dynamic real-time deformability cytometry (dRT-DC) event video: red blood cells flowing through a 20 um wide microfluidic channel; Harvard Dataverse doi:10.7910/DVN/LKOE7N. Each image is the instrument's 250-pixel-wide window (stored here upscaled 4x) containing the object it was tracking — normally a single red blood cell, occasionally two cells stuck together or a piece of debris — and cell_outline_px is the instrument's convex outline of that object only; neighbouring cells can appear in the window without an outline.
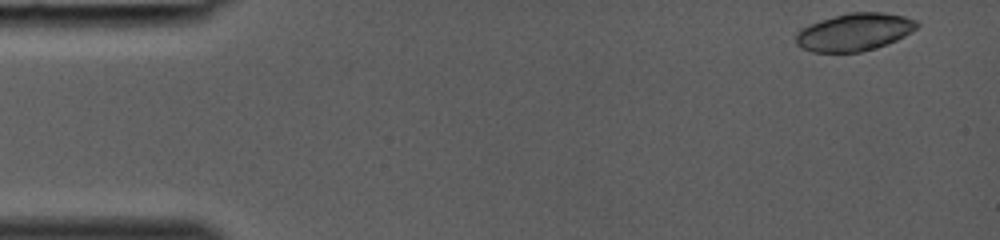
{"species": "common noctule bat (a hibernating species)", "species_latin": "Nyctalus noctula", "temperature_condition": "room temperature", "stored_images_in_passage": 9, "camera_frame_rate_fps": 3000, "um_per_image_px": 0.085, "animal": {"sex": "female", "body_mass_g": 19.0, "forearm_length_mm": 53.3}, "frame": {"image": 1, "passage_image": 1, "time_ms": 0.0, "image_size_px": [1000, 240], "cell_outline_px": [[920, 24], [916, 28], [904, 36], [896, 40], [876, 48], [860, 52], [812, 52], [800, 48], [796, 44], [796, 32], [820, 20], [848, 12], [880, 12], [904, 16], [916, 20]], "centroid_in_image_um": [72.62, 2.73], "position_along_channel_um": 12.4, "area_um2": 26.41}}
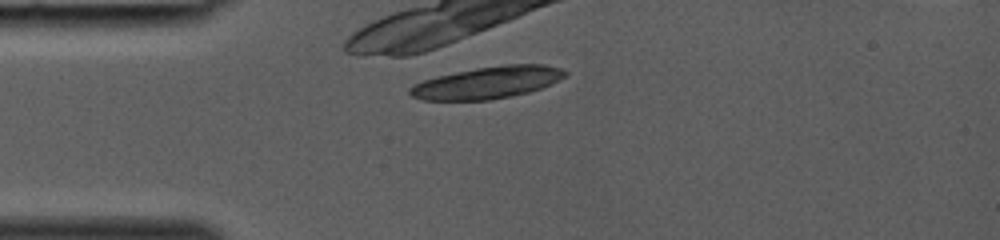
{"frame": {"image": 2, "passage_image": 9, "time_ms": 2.667, "image_size_px": [1000, 240], "cell_outline_px": [[568, 72], [564, 76], [552, 84], [528, 92], [488, 100], [424, 100], [412, 96], [408, 92], [408, 88], [412, 84], [436, 76], [476, 68], [504, 64], [544, 64], [560, 68]], "centroid_in_image_um": [41.4, 7.01], "position_along_channel_um": 43.6, "area_um2": 28.84}}